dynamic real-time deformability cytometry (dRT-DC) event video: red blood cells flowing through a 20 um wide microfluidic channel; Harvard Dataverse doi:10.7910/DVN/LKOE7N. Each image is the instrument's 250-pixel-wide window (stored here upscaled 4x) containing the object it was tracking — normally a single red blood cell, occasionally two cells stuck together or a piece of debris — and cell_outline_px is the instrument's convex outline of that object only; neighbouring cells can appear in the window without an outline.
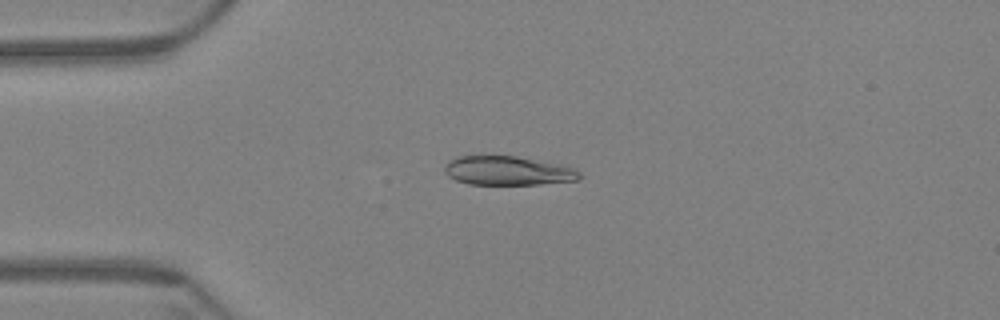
{"species": "Egyptian fruit bat (a non-hibernating species)", "species_latin": "Rousettus aegyptiacus", "temperature_condition": "warm", "stored_images_in_passage": 60, "camera_frame_rate_fps": 3000, "um_per_image_px": 0.085, "animal": {"sex": "female"}, "frame": {"image": 1, "passage_image": 15, "time_ms": 4.667, "image_size_px": [1000, 320], "cell_outline_px": [[584, 176], [580, 180], [540, 184], [468, 184], [456, 180], [448, 176], [444, 172], [444, 168], [448, 160], [460, 156], [480, 152], [516, 156], [568, 164], [580, 172]], "centroid_in_image_um": [43.19, 14.46], "position_along_channel_um": 41.8, "area_um2": 24.1}}
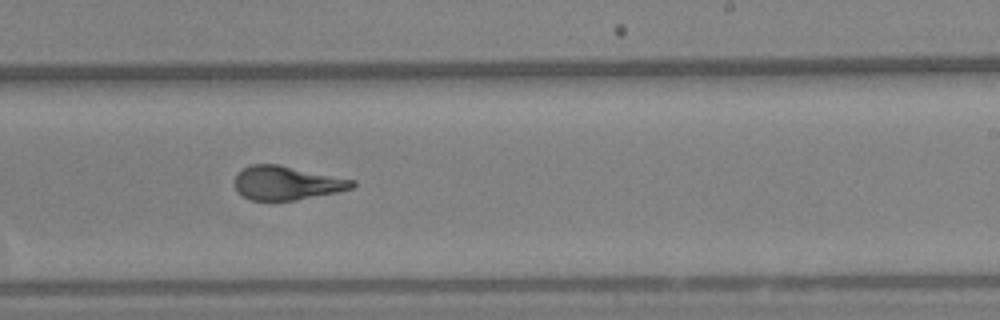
{"frame": {"image": 2, "passage_image": 37, "time_ms": 12.0, "image_size_px": [1000, 320], "cell_outline_px": [[356, 184], [352, 188], [336, 192], [296, 200], [252, 200], [244, 196], [232, 184], [236, 172], [252, 164], [280, 164], [356, 180]], "centroid_in_image_um": [24.36, 15.53], "position_along_channel_um": 264.6, "area_um2": 23.29}}
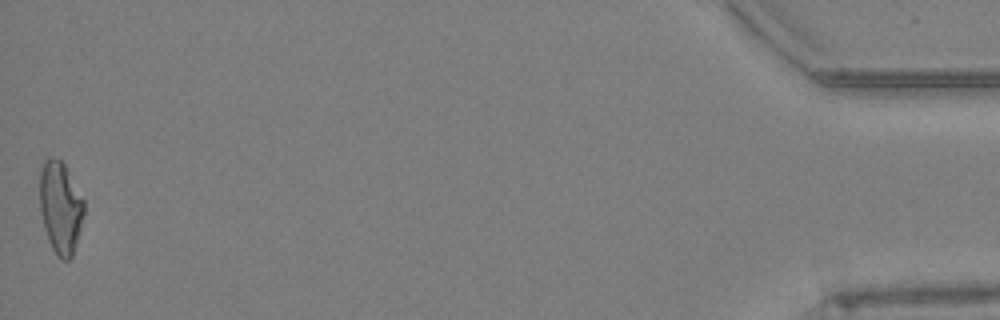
{"frame": {"image": 3, "passage_image": 60, "time_ms": 19.667, "image_size_px": [1000, 320], "cell_outline_px": [[84, 212], [80, 228], [72, 256], [68, 260], [60, 260], [56, 256], [48, 240], [44, 228], [40, 212], [40, 172], [44, 160], [48, 156], [60, 160], [64, 164], [84, 200]], "centroid_in_image_um": [5.12, 17.64], "position_along_channel_um": 430.1, "area_um2": 23.7}, "authors_computed_cell_mechanics": {"area_um2": 24.0448, "velocity_mm_per_s": 3.4008, "shape_relaxation_time_tau1_ms": 6.2889, "shape_relaxation_time_tau2_ms": 0.8439, "deformation_change_tau1": 0.2049, "deformation_change_tau2": 0.065}}